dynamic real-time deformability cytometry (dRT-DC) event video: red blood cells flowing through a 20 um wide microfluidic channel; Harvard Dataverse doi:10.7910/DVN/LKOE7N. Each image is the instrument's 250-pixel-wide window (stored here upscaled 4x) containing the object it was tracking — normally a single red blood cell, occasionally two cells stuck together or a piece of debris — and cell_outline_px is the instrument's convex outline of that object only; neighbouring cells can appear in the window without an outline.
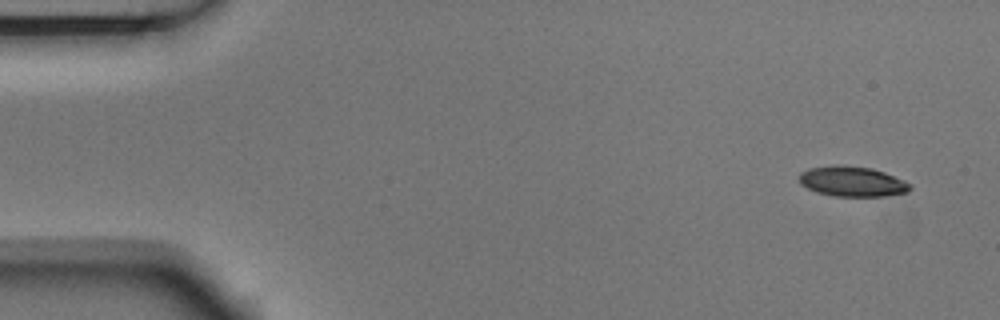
{"species": "Egyptian fruit bat (a non-hibernating species)", "species_latin": "Rousettus aegyptiacus", "temperature_condition": "room temperature", "stored_images_in_passage": 6, "camera_frame_rate_fps": 3000, "um_per_image_px": 0.085, "animal": {"sex": "male"}, "frame": {"image": 1, "passage_image": 1, "time_ms": 0.0, "image_size_px": [1000, 320], "cell_outline_px": [[912, 188], [908, 192], [884, 196], [836, 196], [816, 192], [800, 184], [800, 172], [808, 168], [872, 168], [884, 172], [904, 180], [912, 184]], "centroid_in_image_um": [72.51, 15.48], "position_along_channel_um": 12.5, "area_um2": 18.67}}
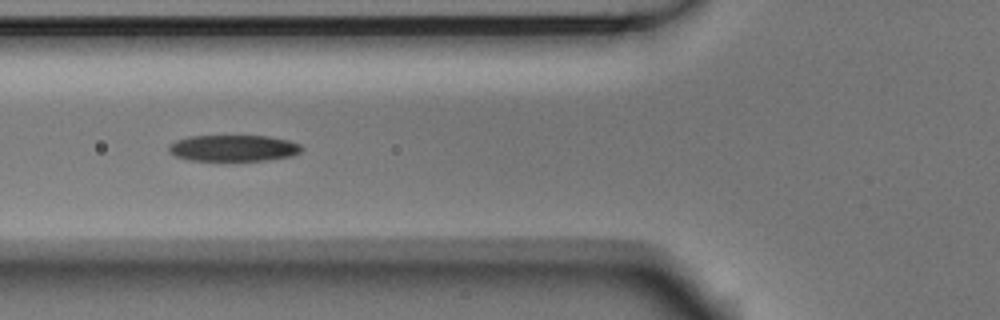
{"frame": {"image": 2, "passage_image": 6, "time_ms": 1.667, "image_size_px": [1000, 320], "cell_outline_px": [[304, 148], [300, 152], [292, 156], [268, 160], [188, 160], [176, 156], [168, 152], [168, 144], [176, 140], [188, 136], [268, 136], [288, 140], [300, 144]], "centroid_in_image_um": [19.83, 12.58], "position_along_channel_um": 106.0, "area_um2": 20.46}}